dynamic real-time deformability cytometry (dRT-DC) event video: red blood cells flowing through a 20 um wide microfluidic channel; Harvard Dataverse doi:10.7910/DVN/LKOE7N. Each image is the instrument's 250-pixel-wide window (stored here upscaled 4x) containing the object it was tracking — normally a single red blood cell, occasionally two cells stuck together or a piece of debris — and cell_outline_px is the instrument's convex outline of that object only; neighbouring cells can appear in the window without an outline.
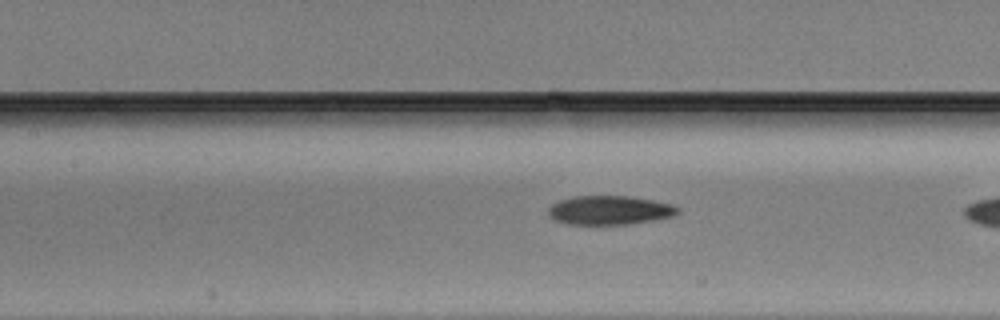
{"species": "Egyptian fruit bat (a non-hibernating species)", "species_latin": "Rousettus aegyptiacus", "temperature_condition": "warm", "stored_images_in_passage": 36, "camera_frame_rate_fps": 3000, "um_per_image_px": 0.085, "animal": {"sex": "male"}, "frame": {"image": 1, "passage_image": 19, "time_ms": 6.0, "image_size_px": [1000, 320], "cell_outline_px": [[680, 212], [672, 216], [652, 220], [628, 224], [568, 224], [552, 220], [548, 216], [548, 208], [552, 204], [560, 200], [572, 196], [628, 196], [652, 200], [672, 204], [680, 208]], "centroid_in_image_um": [51.78, 17.86], "position_along_channel_um": 155.6, "area_um2": 21.91}}
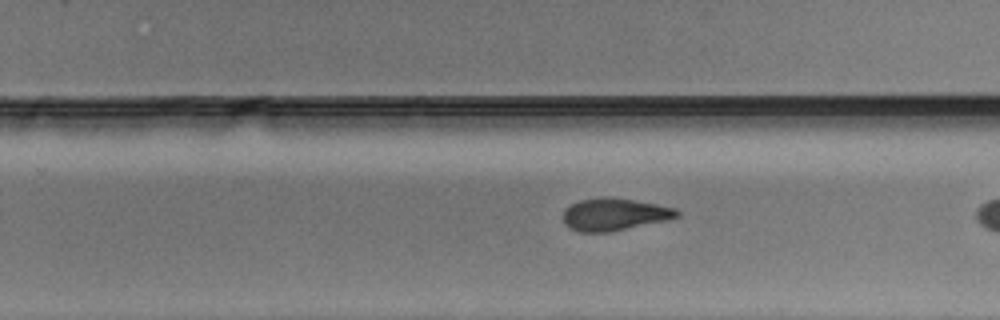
{"frame": {"image": 2, "passage_image": 28, "time_ms": 9.0, "image_size_px": [1000, 320], "cell_outline_px": [[680, 216], [668, 220], [612, 232], [580, 232], [568, 228], [564, 224], [564, 208], [580, 200], [604, 196], [636, 200], [676, 208], [680, 212]], "centroid_in_image_um": [52.23, 18.23], "position_along_channel_um": 277.6, "area_um2": 21.73}}
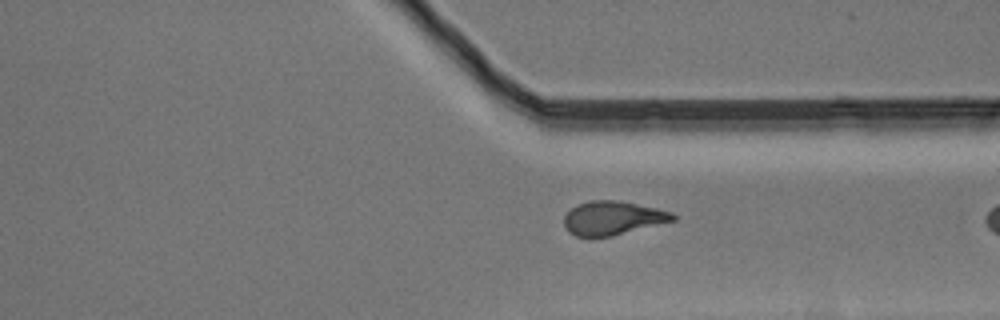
{"frame": {"image": 3, "passage_image": 34, "time_ms": 11.0, "image_size_px": [1000, 320], "cell_outline_px": [[676, 220], [612, 236], [576, 236], [568, 232], [564, 224], [564, 216], [576, 204], [592, 200], [620, 200], [656, 208], [672, 212], [676, 216]], "centroid_in_image_um": [52.08, 18.52], "position_along_channel_um": 359.3, "area_um2": 21.39}}